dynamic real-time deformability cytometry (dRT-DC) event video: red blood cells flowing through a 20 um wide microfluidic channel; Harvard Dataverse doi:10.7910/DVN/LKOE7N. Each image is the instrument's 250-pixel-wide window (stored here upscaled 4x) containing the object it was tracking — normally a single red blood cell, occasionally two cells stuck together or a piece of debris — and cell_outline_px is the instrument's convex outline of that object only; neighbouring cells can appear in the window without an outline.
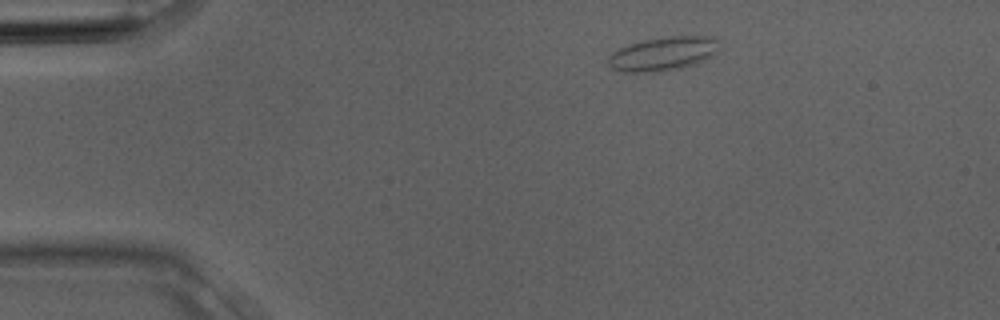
{"species": "Egyptian fruit bat (a non-hibernating species)", "species_latin": "Rousettus aegyptiacus", "temperature_condition": "room temperature", "stored_images_in_passage": 2, "camera_frame_rate_fps": 3000, "um_per_image_px": 0.085, "animal": {"sex": "male"}, "frame": {"image": 1, "passage_image": 1, "time_ms": 0.0, "image_size_px": [1000, 320], "cell_outline_px": [[716, 52], [696, 64], [680, 68], [656, 72], [624, 72], [612, 68], [608, 64], [608, 56], [612, 52], [620, 48], [644, 40], [672, 36], [712, 36], [716, 40]], "centroid_in_image_um": [56.32, 4.58], "position_along_channel_um": 28.7, "area_um2": 21.5}}